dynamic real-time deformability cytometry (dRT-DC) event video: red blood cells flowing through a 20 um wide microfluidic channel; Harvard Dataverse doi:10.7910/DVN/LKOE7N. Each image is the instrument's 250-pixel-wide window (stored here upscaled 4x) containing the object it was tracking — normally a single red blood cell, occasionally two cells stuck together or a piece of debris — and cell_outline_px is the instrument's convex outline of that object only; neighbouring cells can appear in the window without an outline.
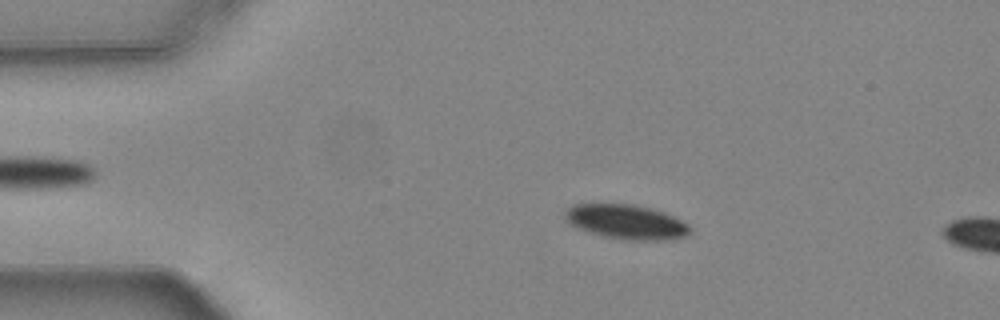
{"species": "common noctule bat (a hibernating species)", "species_latin": "Nyctalus noctula", "temperature_condition": "warm", "stored_images_in_passage": 13, "camera_frame_rate_fps": 3000, "um_per_image_px": 0.085, "animal": {"sex": "female", "body_mass_g": 24.6, "forearm_length_mm": 56.2}, "frame": {"image": 1, "passage_image": 10, "time_ms": 3.0, "image_size_px": [1000, 320], "cell_outline_px": [[692, 228], [688, 236], [668, 240], [624, 240], [604, 236], [588, 232], [576, 228], [568, 220], [564, 212], [572, 204], [636, 204], [652, 208], [664, 212], [688, 224]], "centroid_in_image_um": [53.27, 18.86], "position_along_channel_um": 31.7, "area_um2": 25.26}}